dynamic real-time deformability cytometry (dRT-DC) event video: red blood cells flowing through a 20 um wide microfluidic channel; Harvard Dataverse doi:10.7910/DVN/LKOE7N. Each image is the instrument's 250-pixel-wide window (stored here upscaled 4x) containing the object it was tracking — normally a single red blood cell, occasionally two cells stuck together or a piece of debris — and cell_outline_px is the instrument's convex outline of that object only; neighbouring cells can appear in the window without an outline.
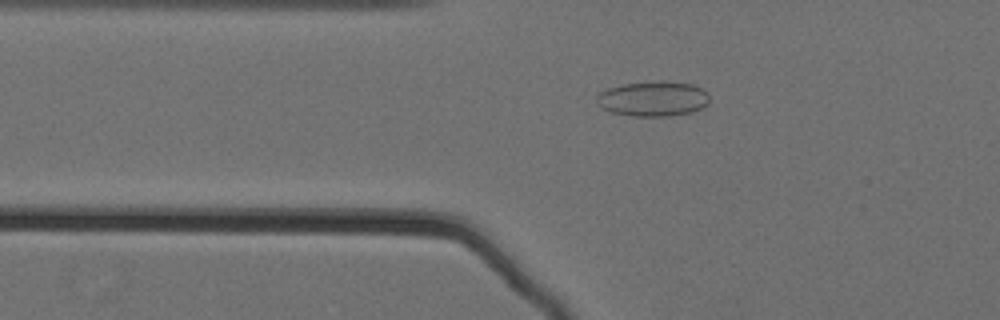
{"species": "Egyptian fruit bat (a non-hibernating species)", "species_latin": "Rousettus aegyptiacus", "temperature_condition": "cold", "stored_images_in_passage": 39, "camera_frame_rate_fps": 3000, "um_per_image_px": 0.085, "animal": {"sex": "female"}, "frame": {"image": 1, "passage_image": 3, "time_ms": 0.667, "image_size_px": [1000, 320], "cell_outline_px": [[708, 104], [704, 108], [692, 112], [668, 116], [632, 116], [612, 112], [600, 108], [596, 100], [596, 96], [600, 92], [608, 88], [624, 84], [692, 84], [708, 92]], "centroid_in_image_um": [55.5, 8.45], "position_along_channel_um": 70.3, "area_um2": 22.25}}
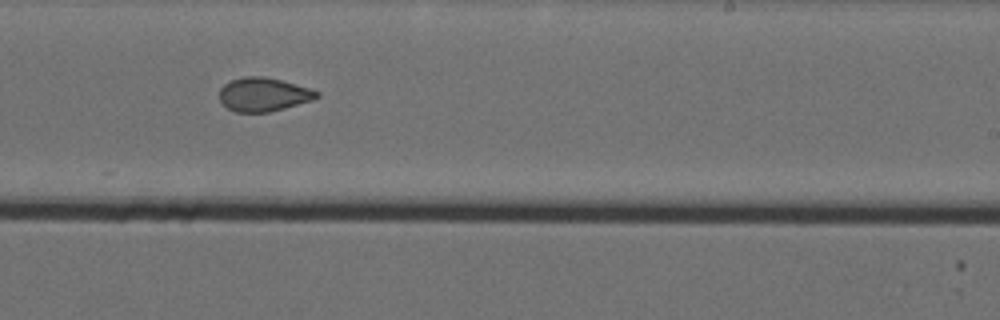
{"frame": {"image": 2, "passage_image": 20, "time_ms": 6.333, "image_size_px": [1000, 320], "cell_outline_px": [[320, 96], [312, 100], [284, 108], [268, 112], [236, 112], [228, 108], [220, 100], [220, 88], [224, 84], [232, 80], [244, 76], [264, 76], [312, 88], [320, 92]], "centroid_in_image_um": [22.42, 8.02], "position_along_channel_um": 266.6, "area_um2": 19.07}}
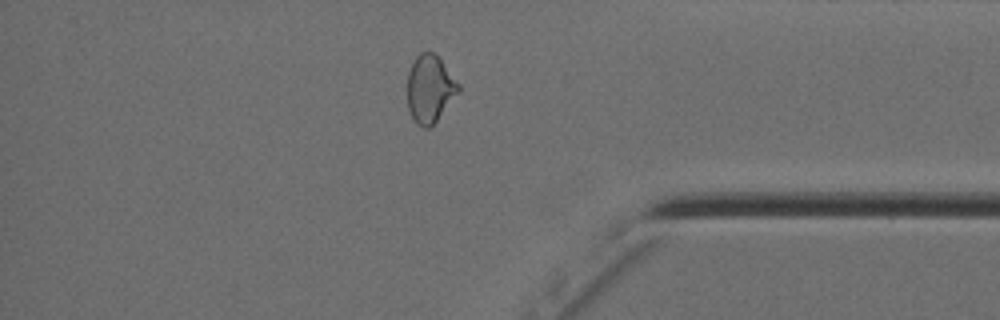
{"frame": {"image": 3, "passage_image": 32, "time_ms": 10.333, "image_size_px": [1000, 320], "cell_outline_px": [[460, 88], [436, 120], [428, 128], [424, 128], [416, 124], [408, 108], [408, 72], [416, 56], [420, 52], [432, 52], [440, 60], [460, 84]], "centroid_in_image_um": [36.51, 7.54], "position_along_channel_um": 398.7, "area_um2": 19.48}, "authors_computed_cell_mechanics": {"area_um2": 19.5942, "velocity_mm_per_s": 3.5867, "shape_relaxation_time_tau1_ms": null, "shape_relaxation_time_tau2_ms": 2.5904, "deformation_change_tau1": null, "deformation_change_tau2": 0.0785}}